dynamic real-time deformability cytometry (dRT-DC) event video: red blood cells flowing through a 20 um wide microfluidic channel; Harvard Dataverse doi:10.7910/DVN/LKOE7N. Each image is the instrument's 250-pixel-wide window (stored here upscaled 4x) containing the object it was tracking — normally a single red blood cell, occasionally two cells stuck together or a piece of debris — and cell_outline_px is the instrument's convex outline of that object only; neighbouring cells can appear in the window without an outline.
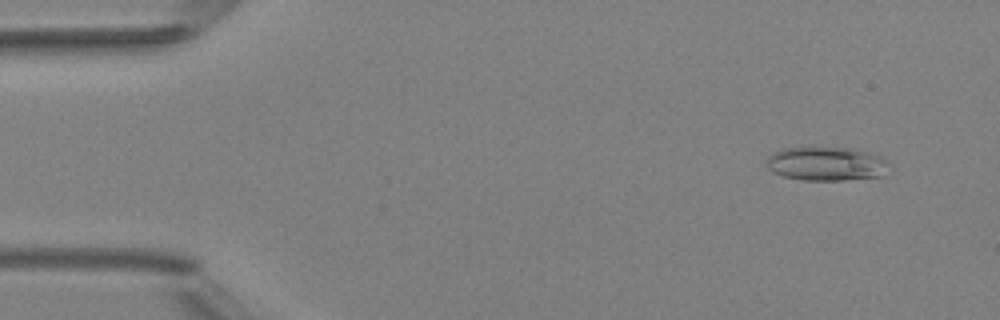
{"species": "Egyptian fruit bat (a non-hibernating species)", "species_latin": "Rousettus aegyptiacus", "temperature_condition": "room temperature", "stored_images_in_passage": 5, "camera_frame_rate_fps": 3000, "um_per_image_px": 0.085, "animal": {"sex": "female"}, "frame": {"image": 1, "passage_image": 2, "time_ms": 1.333, "image_size_px": [1000, 320], "cell_outline_px": [[892, 164], [880, 176], [844, 180], [804, 180], [784, 176], [772, 172], [768, 168], [768, 156], [772, 152], [784, 148], [848, 148], [880, 156], [888, 160]], "centroid_in_image_um": [70.25, 13.93], "position_along_channel_um": 14.8, "area_um2": 23.93}}
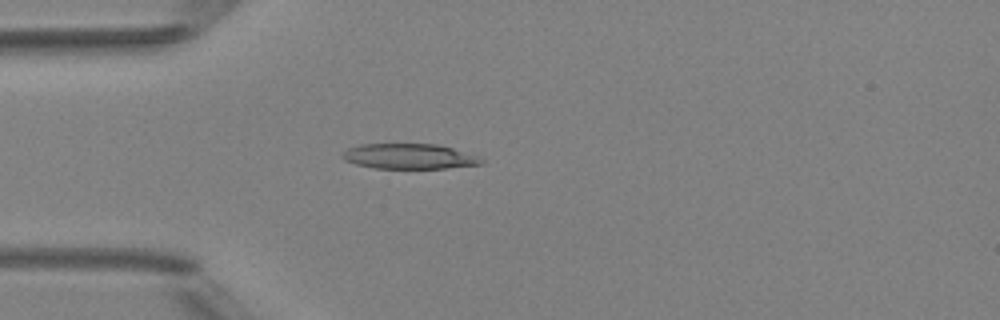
{"frame": {"image": 2, "passage_image": 5, "time_ms": 4.667, "image_size_px": [1000, 320], "cell_outline_px": [[484, 164], [444, 168], [376, 168], [356, 164], [344, 160], [340, 156], [348, 148], [360, 144], [436, 144], [452, 148], [476, 156], [484, 160]], "centroid_in_image_um": [34.76, 13.29], "position_along_channel_um": 50.2, "area_um2": 20.23}}